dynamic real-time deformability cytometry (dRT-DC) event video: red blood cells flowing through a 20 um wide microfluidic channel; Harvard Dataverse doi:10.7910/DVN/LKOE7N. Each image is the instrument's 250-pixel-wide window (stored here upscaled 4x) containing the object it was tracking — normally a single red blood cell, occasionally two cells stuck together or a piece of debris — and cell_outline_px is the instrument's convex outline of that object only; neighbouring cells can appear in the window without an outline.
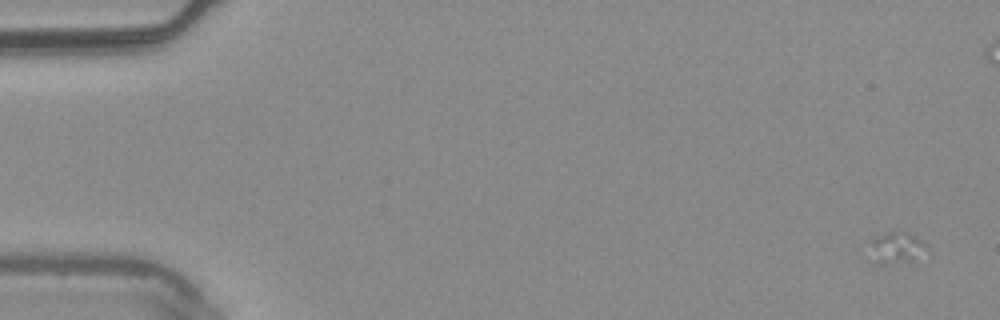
{"species": "common noctule bat (a hibernating species)", "species_latin": "Nyctalus noctula", "temperature_condition": "warm", "stored_images_in_passage": 6, "camera_frame_rate_fps": 3000, "um_per_image_px": 0.085, "animal": {"sex": "male", "body_mass_g": 20.4}, "frame": {"image": 1, "passage_image": 1, "time_ms": 0.0, "image_size_px": [1000, 320], "cell_outline_px": [[932, 252], [912, 260], [884, 264], [880, 264], [868, 240], [876, 236], [892, 232], [908, 232], [916, 236]], "centroid_in_image_um": [76.31, 21.03], "position_along_channel_um": 8.7, "area_um2": 10.12}}